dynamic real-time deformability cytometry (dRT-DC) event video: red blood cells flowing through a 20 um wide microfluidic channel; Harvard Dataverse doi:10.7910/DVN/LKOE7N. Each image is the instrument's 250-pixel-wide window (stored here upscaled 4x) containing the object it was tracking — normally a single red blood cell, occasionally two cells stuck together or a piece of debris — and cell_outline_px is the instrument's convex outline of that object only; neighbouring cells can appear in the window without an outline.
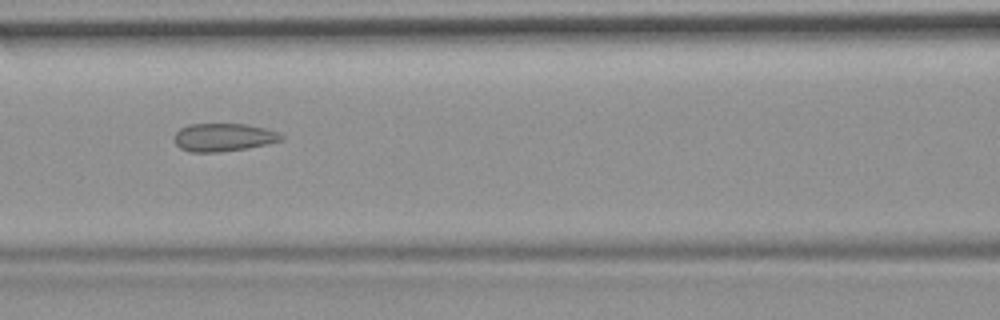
{"species": "common noctule bat (a hibernating species)", "species_latin": "Nyctalus noctula", "temperature_condition": "room temperature", "stored_images_in_passage": 7, "camera_frame_rate_fps": 3000, "um_per_image_px": 0.085, "animal": {"sex": "female", "body_mass_g": 19.9}, "frame": {"image": 1, "passage_image": 6, "time_ms": 6.333, "image_size_px": [1000, 320], "cell_outline_px": [[284, 140], [268, 144], [248, 148], [220, 152], [188, 152], [180, 148], [176, 144], [176, 132], [180, 128], [188, 124], [248, 124], [280, 132], [284, 136]], "centroid_in_image_um": [19.04, 11.67], "position_along_channel_um": 147.6, "area_um2": 17.63}}